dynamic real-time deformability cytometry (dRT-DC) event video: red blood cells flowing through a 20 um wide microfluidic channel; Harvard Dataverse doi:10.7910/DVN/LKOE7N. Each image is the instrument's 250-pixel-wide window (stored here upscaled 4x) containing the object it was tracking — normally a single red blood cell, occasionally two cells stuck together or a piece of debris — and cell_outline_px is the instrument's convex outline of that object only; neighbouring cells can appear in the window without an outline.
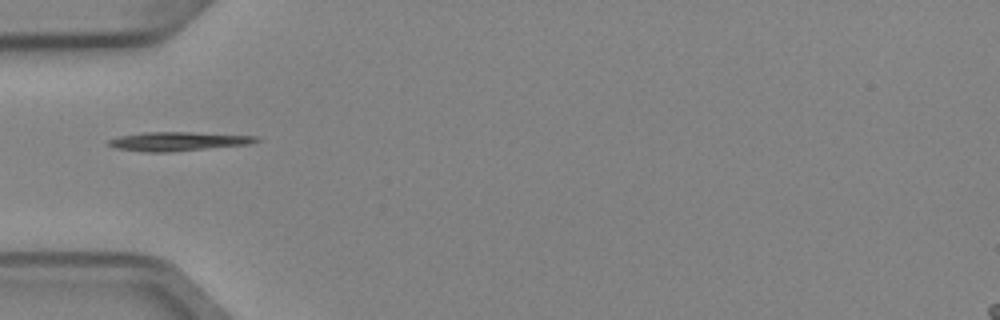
{"species": "Egyptian fruit bat (a non-hibernating species)", "species_latin": "Rousettus aegyptiacus", "temperature_condition": "cold", "stored_images_in_passage": 5, "camera_frame_rate_fps": 3000, "um_per_image_px": 0.085, "animal": {"sex": "female"}, "frame": {"image": 1, "passage_image": 4, "time_ms": 1.0, "image_size_px": [1000, 320], "cell_outline_px": [[260, 140], [248, 144], [168, 152], [144, 152], [112, 148], [108, 144], [108, 140], [120, 136], [144, 132], [188, 132], [256, 136]], "centroid_in_image_um": [15.05, 12.02], "position_along_channel_um": 69.9, "area_um2": 16.13}}
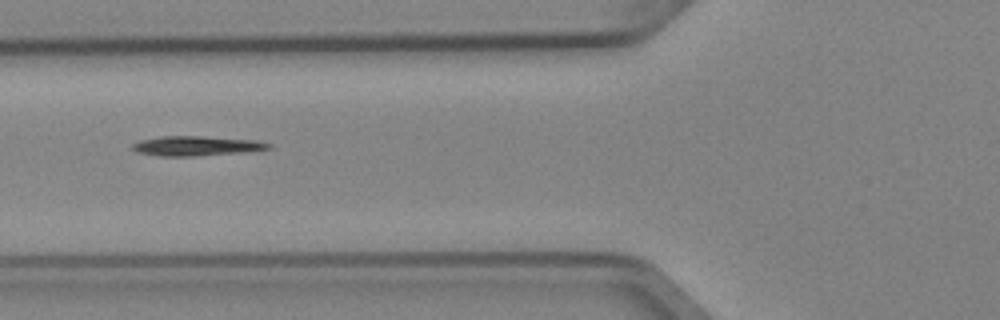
{"frame": {"image": 2, "passage_image": 5, "time_ms": 1.333, "image_size_px": [1000, 320], "cell_outline_px": [[272, 148], [240, 152], [192, 156], [160, 156], [140, 152], [132, 148], [132, 144], [140, 140], [164, 136], [200, 136], [256, 140], [272, 144]], "centroid_in_image_um": [16.7, 12.39], "position_along_channel_um": 109.1, "area_um2": 15.32}}